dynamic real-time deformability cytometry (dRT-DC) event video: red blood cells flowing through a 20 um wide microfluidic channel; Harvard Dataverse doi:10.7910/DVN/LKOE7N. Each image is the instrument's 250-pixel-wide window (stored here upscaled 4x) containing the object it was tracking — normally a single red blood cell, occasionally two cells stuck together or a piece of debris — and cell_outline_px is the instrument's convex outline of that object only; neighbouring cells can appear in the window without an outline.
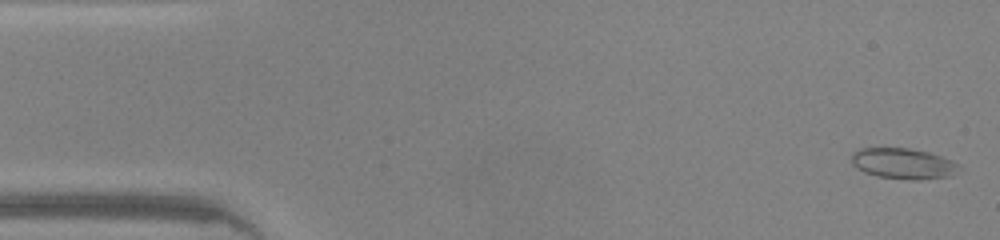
{"species": "common noctule bat (a hibernating species)", "species_latin": "Nyctalus noctula", "temperature_condition": "warm", "stored_images_in_passage": 46, "camera_frame_rate_fps": 3000, "um_per_image_px": 0.085, "animal": {"sex": "male", "body_mass_g": 20.0, "forearm_length_mm": 53.3}, "frame": {"image": 1, "passage_image": 1, "time_ms": 0.0, "image_size_px": [1000, 240], "cell_outline_px": [[964, 168], [952, 176], [920, 180], [912, 180], [876, 176], [864, 172], [856, 168], [852, 164], [852, 152], [860, 148], [908, 148], [928, 152], [952, 160], [960, 164]], "centroid_in_image_um": [76.82, 13.91], "position_along_channel_um": 8.2, "area_um2": 19.59}}
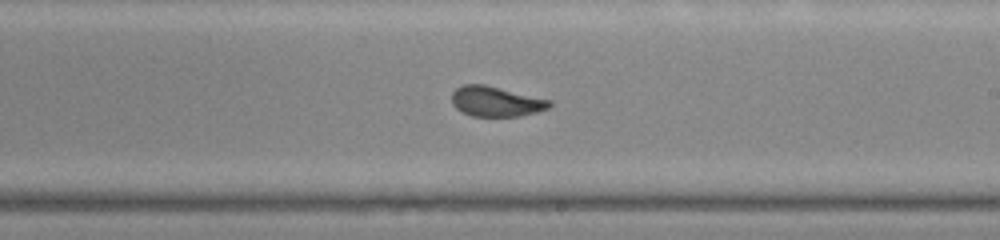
{"frame": {"image": 2, "passage_image": 26, "time_ms": 8.333, "image_size_px": [1000, 240], "cell_outline_px": [[552, 104], [548, 108], [536, 112], [520, 116], [472, 116], [456, 108], [452, 104], [452, 92], [456, 88], [464, 84], [484, 84], [552, 100]], "centroid_in_image_um": [42.16, 8.62], "position_along_channel_um": 246.8, "area_um2": 17.11}}
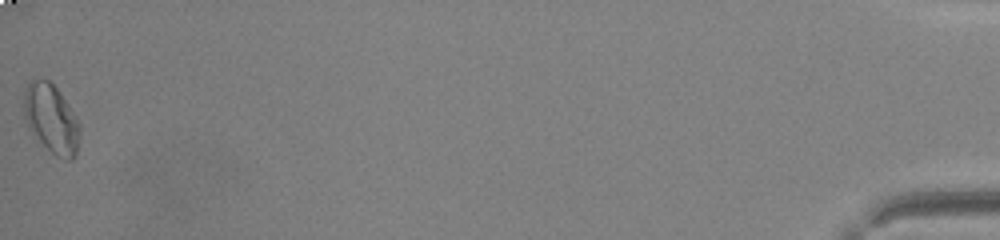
{"frame": {"image": 3, "passage_image": 46, "time_ms": 15.0, "image_size_px": [1000, 240], "cell_outline_px": [[80, 132], [76, 156], [72, 160], [68, 160], [56, 156], [28, 128], [24, 116], [24, 88], [32, 80], [48, 80], [56, 88], [72, 112], [80, 128]], "centroid_in_image_um": [4.35, 10.11], "position_along_channel_um": 430.9, "area_um2": 21.85}, "authors_computed_cell_mechanics": {"area_um2": 18.0914, "velocity_mm_per_s": 4.3343, "shape_relaxation_time_tau1_ms": 5.649, "shape_relaxation_time_tau2_ms": 0.7757, "deformation_change_tau1": 0.1602, "deformation_change_tau2": 0.0501}}